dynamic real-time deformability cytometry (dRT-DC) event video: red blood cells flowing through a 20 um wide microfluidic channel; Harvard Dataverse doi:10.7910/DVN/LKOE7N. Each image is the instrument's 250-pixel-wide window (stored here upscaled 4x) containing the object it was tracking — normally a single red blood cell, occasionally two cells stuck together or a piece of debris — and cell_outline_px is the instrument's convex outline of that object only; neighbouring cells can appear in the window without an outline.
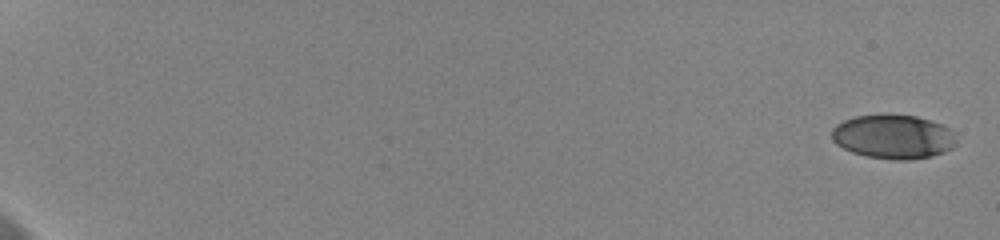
{"species": "human", "species_latin": "Homo sapiens", "temperature_condition": "cold", "stored_images_in_passage": 32, "camera_frame_rate_fps": 3000, "um_per_image_px": 0.085, "donor": {"sex": "female"}, "frame": {"image": 1, "passage_image": 1, "time_ms": 0.0, "image_size_px": [1000, 240], "cell_outline_px": [[956, 144], [952, 148], [944, 152], [932, 156], [908, 160], [896, 160], [868, 156], [852, 152], [836, 144], [832, 140], [832, 128], [836, 124], [844, 120], [856, 116], [888, 112], [916, 116], [944, 124], [956, 132]], "centroid_in_image_um": [75.96, 11.58], "position_along_channel_um": 9.0, "area_um2": 32.77}}
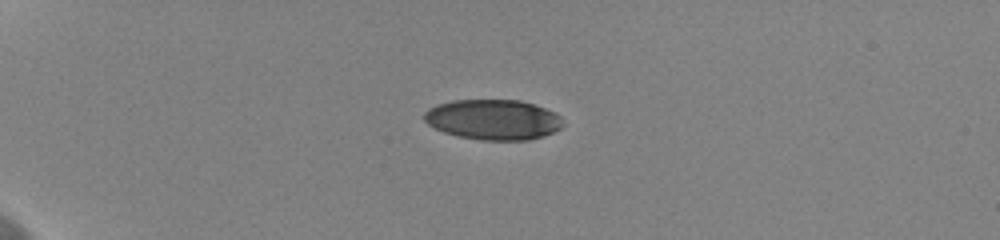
{"frame": {"image": 2, "passage_image": 15, "time_ms": 4.667, "image_size_px": [1000, 240], "cell_outline_px": [[564, 124], [560, 128], [544, 136], [528, 140], [480, 140], [460, 136], [444, 132], [428, 124], [424, 120], [424, 112], [428, 108], [436, 104], [452, 100], [520, 100], [544, 108], [560, 116]], "centroid_in_image_um": [41.9, 10.16], "position_along_channel_um": 43.1, "area_um2": 32.48}}
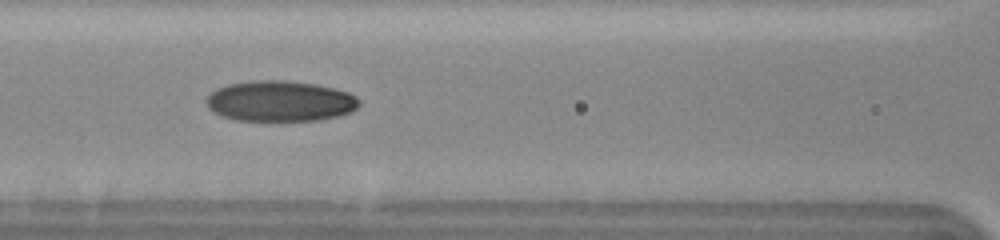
{"frame": {"image": 3, "passage_image": 23, "time_ms": 7.333, "image_size_px": [1000, 240], "cell_outline_px": [[360, 104], [352, 112], [340, 116], [320, 120], [236, 120], [224, 116], [208, 108], [208, 96], [216, 88], [228, 84], [252, 80], [284, 80], [316, 84], [348, 92], [356, 96], [360, 100]], "centroid_in_image_um": [23.86, 8.59], "position_along_channel_um": 142.7, "area_um2": 36.13}}